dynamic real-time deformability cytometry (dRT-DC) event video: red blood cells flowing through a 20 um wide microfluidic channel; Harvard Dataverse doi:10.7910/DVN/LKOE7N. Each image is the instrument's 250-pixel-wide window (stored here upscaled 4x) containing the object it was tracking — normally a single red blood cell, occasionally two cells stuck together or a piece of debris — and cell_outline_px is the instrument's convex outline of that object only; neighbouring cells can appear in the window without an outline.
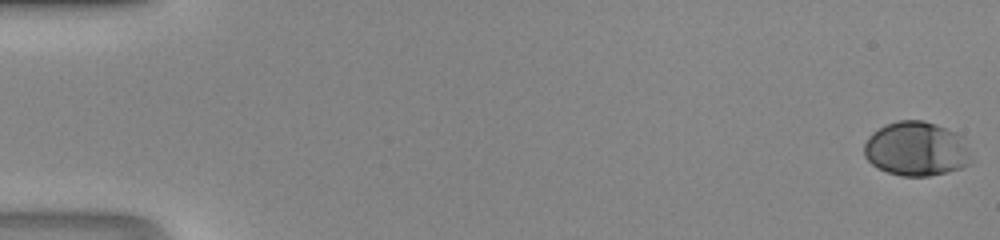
{"species": "human", "species_latin": "Homo sapiens", "temperature_condition": "room temperature", "stored_images_in_passage": 49, "camera_frame_rate_fps": 3000, "um_per_image_px": 0.085, "donor": {"sex": "male"}, "frame": {"image": 1, "passage_image": 1, "time_ms": 0.0, "image_size_px": [1000, 240], "cell_outline_px": [[968, 164], [960, 168], [948, 172], [928, 176], [900, 176], [888, 172], [872, 164], [864, 156], [864, 144], [868, 136], [872, 132], [884, 124], [900, 120], [924, 120], [936, 124], [956, 132], [964, 136], [968, 152]], "centroid_in_image_um": [77.86, 12.64], "position_along_channel_um": 7.1, "area_um2": 33.93}}
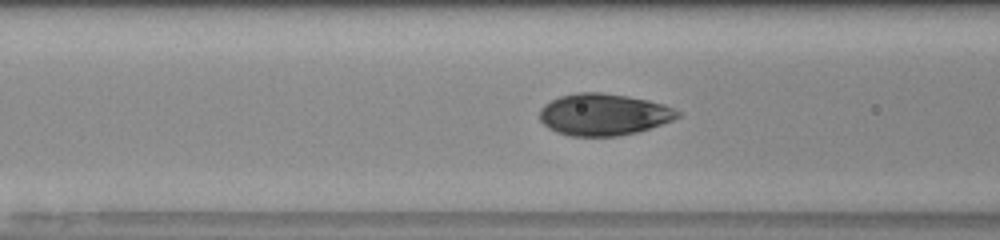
{"frame": {"image": 2, "passage_image": 21, "time_ms": 6.667, "image_size_px": [1000, 240], "cell_outline_px": [[680, 116], [672, 120], [636, 132], [616, 136], [568, 136], [556, 132], [548, 128], [540, 120], [540, 108], [544, 104], [560, 96], [576, 92], [600, 92], [628, 96], [648, 100], [664, 104], [680, 112]], "centroid_in_image_um": [51.27, 9.73], "position_along_channel_um": 115.3, "area_um2": 33.52}}
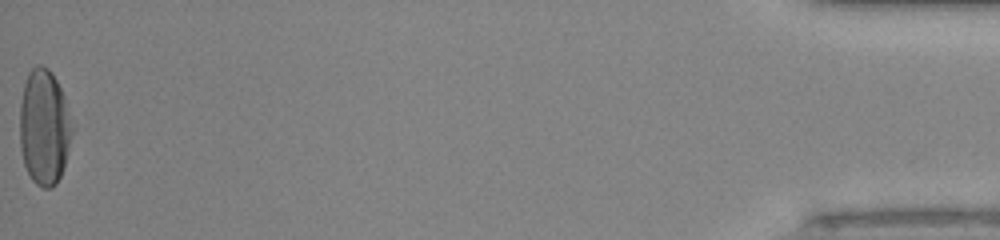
{"frame": {"image": 3, "passage_image": 49, "time_ms": 16.0, "image_size_px": [1000, 240], "cell_outline_px": [[76, 124], [64, 164], [60, 176], [56, 184], [52, 188], [44, 188], [36, 184], [32, 180], [24, 164], [20, 148], [20, 104], [24, 84], [28, 72], [36, 64], [40, 64], [48, 68], [52, 72], [64, 96]], "centroid_in_image_um": [3.78, 10.79], "position_along_channel_um": 431.4, "area_um2": 35.89}}